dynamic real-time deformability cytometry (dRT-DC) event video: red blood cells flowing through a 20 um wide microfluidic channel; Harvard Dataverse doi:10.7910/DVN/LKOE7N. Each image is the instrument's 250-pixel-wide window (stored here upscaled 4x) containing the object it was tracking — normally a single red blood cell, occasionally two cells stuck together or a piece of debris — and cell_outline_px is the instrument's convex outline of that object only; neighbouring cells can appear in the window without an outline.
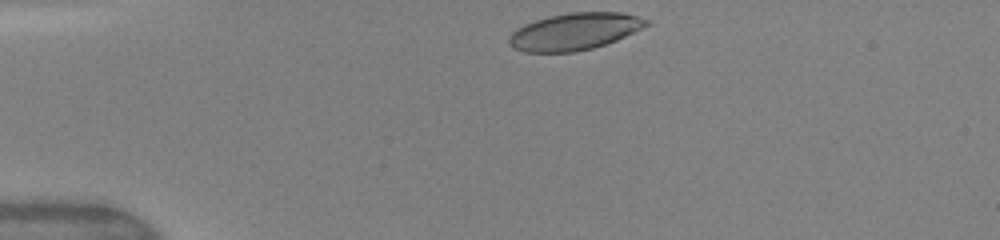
{"species": "human", "species_latin": "Homo sapiens", "temperature_condition": "warm", "stored_images_in_passage": 39, "camera_frame_rate_fps": 3000, "um_per_image_px": 0.085, "donor": {"sex": "female"}, "frame": {"image": 1, "passage_image": 1, "time_ms": 0.0, "image_size_px": [1000, 240], "cell_outline_px": [[652, 24], [616, 40], [592, 48], [576, 52], [524, 52], [512, 48], [508, 40], [508, 36], [512, 32], [524, 24], [536, 20], [552, 16], [572, 12], [620, 12], [652, 20]], "centroid_in_image_um": [48.86, 2.68], "position_along_channel_um": 36.1, "area_um2": 29.59}}
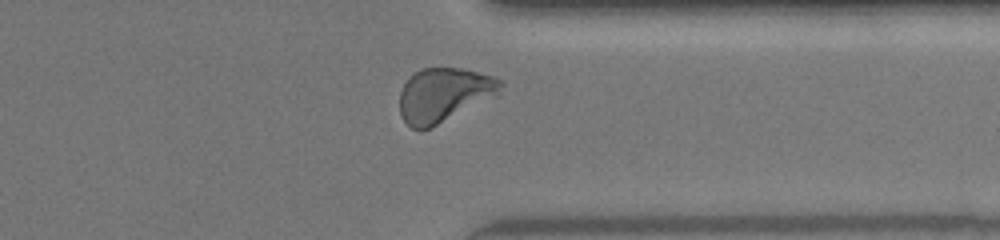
{"frame": {"image": 2, "passage_image": 29, "time_ms": 9.333, "image_size_px": [1000, 240], "cell_outline_px": [[504, 84], [496, 96], [432, 128], [412, 128], [400, 116], [400, 92], [408, 76], [424, 68], [460, 68], [492, 76], [500, 80]], "centroid_in_image_um": [37.73, 8.06], "position_along_channel_um": 373.7, "area_um2": 31.67}}
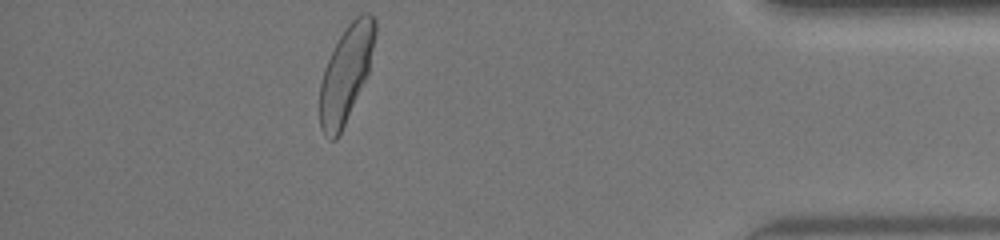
{"frame": {"image": 3, "passage_image": 34, "time_ms": 11.0, "image_size_px": [1000, 240], "cell_outline_px": [[376, 32], [368, 72], [344, 124], [336, 140], [328, 140], [324, 136], [320, 128], [320, 84], [324, 68], [344, 28], [360, 12], [372, 12], [376, 20]], "centroid_in_image_um": [29.4, 6.22], "position_along_channel_um": 405.8, "area_um2": 30.58}, "authors_computed_cell_mechanics": {"area_um2": 30.9808, "velocity_mm_per_s": 4.147, "shape_relaxation_time_tau1_ms": 3.7081, "shape_relaxation_time_tau2_ms": null, "deformation_change_tau1": 0.167, "deformation_change_tau2": null}}